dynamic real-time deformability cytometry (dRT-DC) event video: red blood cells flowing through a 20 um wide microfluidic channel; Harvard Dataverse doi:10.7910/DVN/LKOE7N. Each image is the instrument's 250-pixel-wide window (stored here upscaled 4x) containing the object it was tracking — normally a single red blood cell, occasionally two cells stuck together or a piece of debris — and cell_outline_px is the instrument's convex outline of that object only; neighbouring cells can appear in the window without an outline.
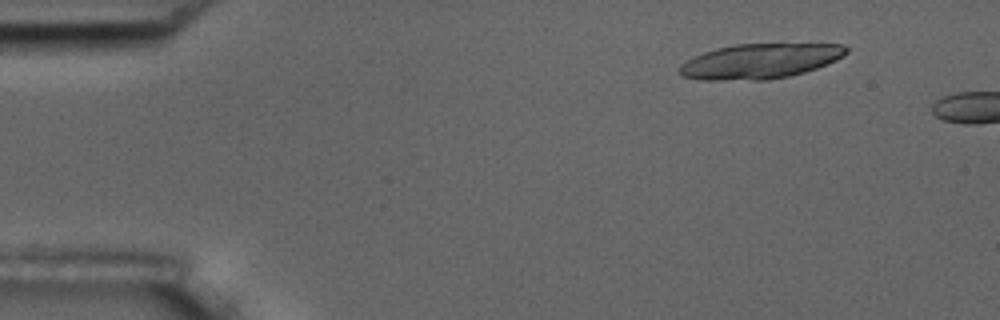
{"species": "common noctule bat (a hibernating species)", "species_latin": "Nyctalus noctula", "temperature_condition": "room temperature", "stored_images_in_passage": 2, "camera_frame_rate_fps": 3000, "um_per_image_px": 0.085, "animal": {"sex": "male", "body_mass_g": 17.5, "forearm_length_mm": 52.3}, "frame": {"image": 1, "passage_image": 1, "time_ms": 0.0, "image_size_px": [1000, 320], "cell_outline_px": [[848, 52], [844, 56], [836, 60], [816, 68], [804, 72], [788, 76], [768, 80], [700, 80], [680, 76], [676, 68], [680, 64], [692, 56], [716, 48], [736, 44], [844, 44], [848, 48]], "centroid_in_image_um": [64.54, 5.2], "position_along_channel_um": 20.5, "area_um2": 34.28}}